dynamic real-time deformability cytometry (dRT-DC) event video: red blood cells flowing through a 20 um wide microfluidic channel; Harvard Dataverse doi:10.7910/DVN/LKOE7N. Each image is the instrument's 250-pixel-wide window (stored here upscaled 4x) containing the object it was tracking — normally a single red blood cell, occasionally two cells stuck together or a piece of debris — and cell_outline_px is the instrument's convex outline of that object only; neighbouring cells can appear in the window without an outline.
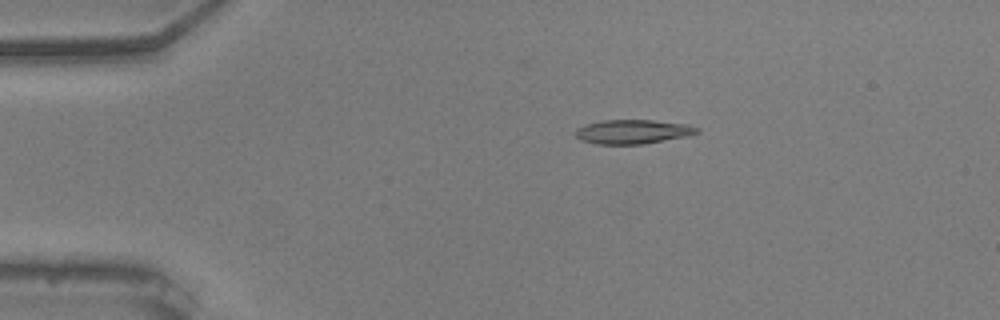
{"species": "common noctule bat (a hibernating species)", "species_latin": "Nyctalus noctula", "temperature_condition": "warm", "stored_images_in_passage": 36, "camera_frame_rate_fps": 3000, "um_per_image_px": 0.085, "animal": {"sex": "male", "body_mass_g": 20.5, "forearm_length_mm": 52.5}, "frame": {"image": 1, "passage_image": 2, "time_ms": 0.333, "image_size_px": [1000, 320], "cell_outline_px": [[700, 132], [688, 136], [644, 144], [596, 144], [580, 140], [576, 136], [576, 128], [600, 120], [652, 120], [688, 124], [700, 128]], "centroid_in_image_um": [53.82, 11.19], "position_along_channel_um": 31.2, "area_um2": 17.22}}
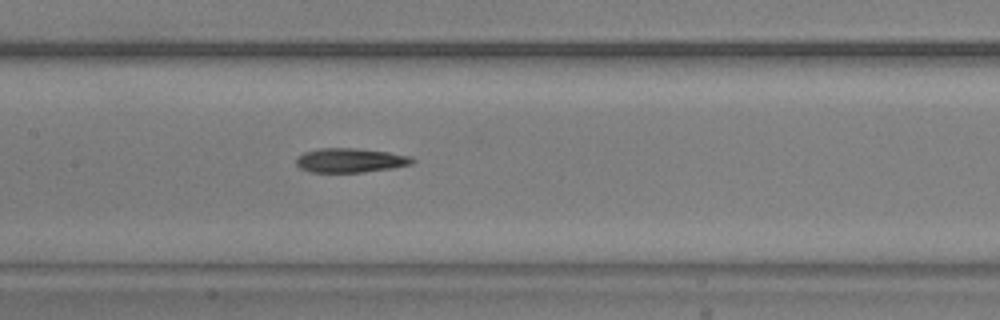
{"frame": {"image": 2, "passage_image": 18, "time_ms": 5.667, "image_size_px": [1000, 320], "cell_outline_px": [[416, 160], [412, 164], [392, 168], [364, 172], [308, 172], [300, 168], [296, 164], [296, 156], [304, 152], [320, 148], [356, 148], [388, 152], [412, 156]], "centroid_in_image_um": [29.77, 13.63], "position_along_channel_um": 177.6, "area_um2": 16.59}}
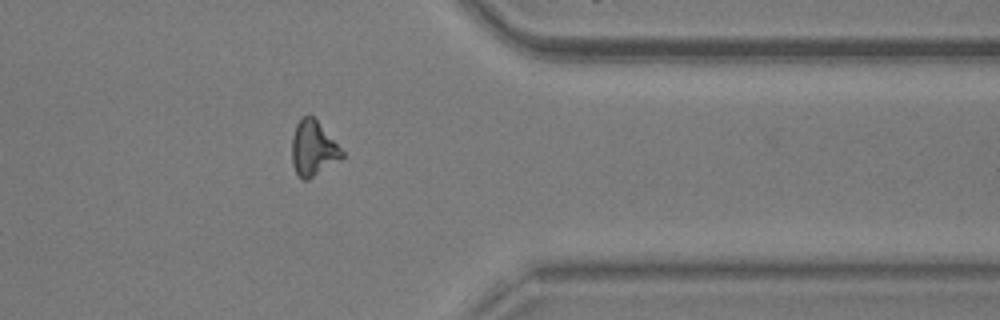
{"frame": {"image": 3, "passage_image": 36, "time_ms": 11.667, "image_size_px": [1000, 320], "cell_outline_px": [[344, 156], [308, 180], [300, 180], [292, 164], [292, 136], [296, 124], [308, 112], [316, 120], [344, 152]], "centroid_in_image_um": [26.58, 12.62], "position_along_channel_um": 384.8, "area_um2": 15.84}, "authors_computed_cell_mechanics": {"area_um2": 16.7042, "velocity_mm_per_s": 3.645, "shape_relaxation_time_tau1_ms": 7.6076, "shape_relaxation_time_tau2_ms": 5.1209, "deformation_change_tau1": 0.2197, "deformation_change_tau2": 0.1575}}